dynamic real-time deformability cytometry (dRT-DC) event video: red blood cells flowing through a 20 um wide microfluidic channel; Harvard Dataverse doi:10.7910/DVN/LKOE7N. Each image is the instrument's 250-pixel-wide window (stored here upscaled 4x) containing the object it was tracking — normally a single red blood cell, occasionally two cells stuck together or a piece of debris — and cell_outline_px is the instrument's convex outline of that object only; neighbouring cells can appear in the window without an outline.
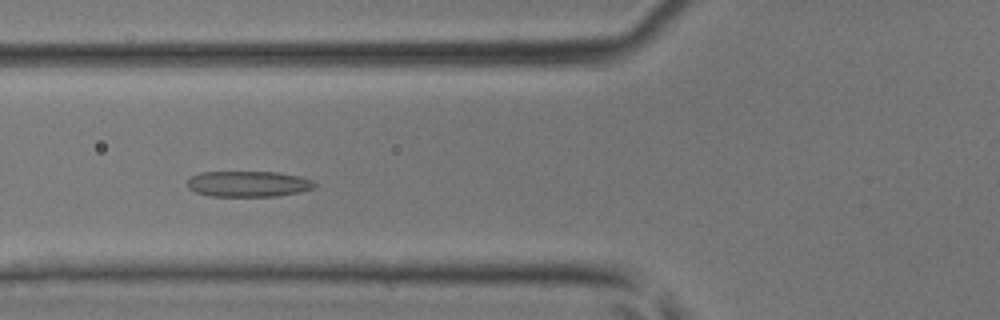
{"species": "common noctule bat (a hibernating species)", "species_latin": "Nyctalus noctula", "temperature_condition": "room temperature", "stored_images_in_passage": 41, "camera_frame_rate_fps": 3000, "um_per_image_px": 0.085, "animal": {"sex": "male", "body_mass_g": 17.9, "forearm_length_mm": 54.2}, "frame": {"image": 1, "passage_image": 14, "time_ms": 4.333, "image_size_px": [1000, 320], "cell_outline_px": [[316, 184], [312, 188], [300, 192], [276, 196], [212, 196], [196, 192], [188, 188], [188, 180], [192, 176], [200, 172], [276, 172], [300, 176], [312, 180]], "centroid_in_image_um": [21.11, 15.63], "position_along_channel_um": 104.7, "area_um2": 19.02}}
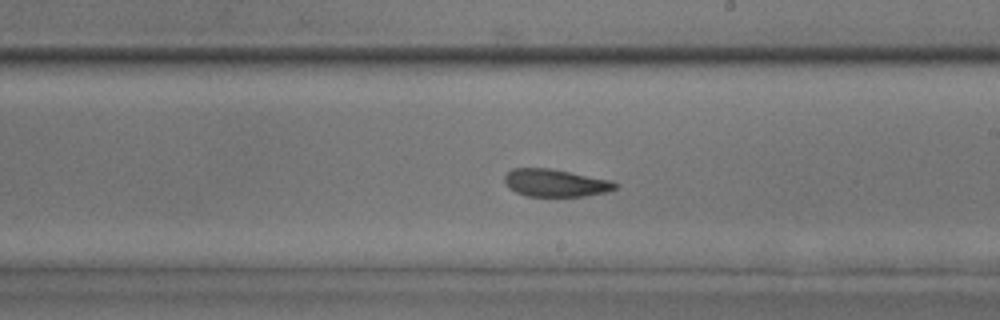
{"frame": {"image": 2, "passage_image": 23, "time_ms": 7.333, "image_size_px": [1000, 320], "cell_outline_px": [[620, 184], [616, 188], [608, 192], [584, 196], [528, 196], [516, 192], [508, 188], [504, 184], [504, 176], [512, 168], [552, 168], [612, 180]], "centroid_in_image_um": [47.23, 15.54], "position_along_channel_um": 241.8, "area_um2": 18.03}}
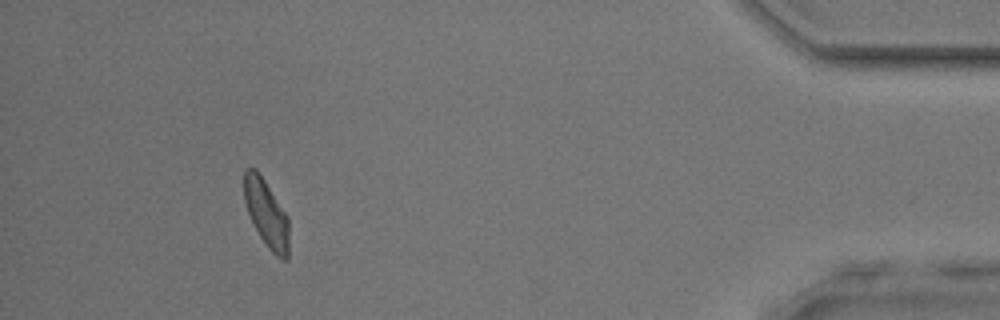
{"frame": {"image": 3, "passage_image": 38, "time_ms": 12.333, "image_size_px": [1000, 320], "cell_outline_px": [[288, 260], [284, 260], [276, 256], [268, 248], [260, 236], [248, 212], [244, 200], [244, 168], [256, 168], [288, 216]], "centroid_in_image_um": [22.64, 18.14], "position_along_channel_um": 412.6, "area_um2": 17.4}}